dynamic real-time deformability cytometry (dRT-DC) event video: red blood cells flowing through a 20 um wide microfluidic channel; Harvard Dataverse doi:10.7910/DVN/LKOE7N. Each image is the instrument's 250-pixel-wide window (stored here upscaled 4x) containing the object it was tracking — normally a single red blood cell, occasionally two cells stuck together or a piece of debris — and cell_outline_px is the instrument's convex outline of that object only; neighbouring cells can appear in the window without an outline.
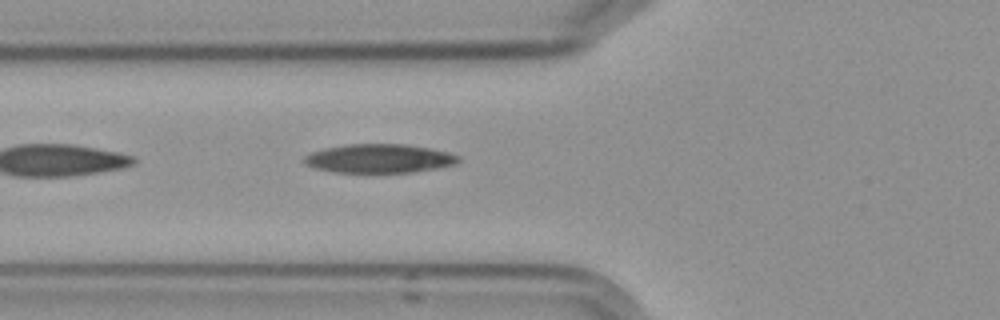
{"species": "Egyptian fruit bat (a non-hibernating species)", "species_latin": "Rousettus aegyptiacus", "temperature_condition": "cold", "stored_images_in_passage": 6, "camera_frame_rate_fps": 3000, "um_per_image_px": 0.085, "frame": {"image": 1, "passage_image": 6, "time_ms": 5.667, "image_size_px": [1000, 320], "cell_outline_px": [[460, 160], [452, 164], [436, 168], [412, 172], [336, 172], [316, 168], [304, 164], [304, 156], [312, 152], [324, 148], [348, 144], [404, 144], [428, 148], [460, 156]], "centroid_in_image_um": [32.18, 13.47], "position_along_channel_um": 93.6, "area_um2": 25.49}}